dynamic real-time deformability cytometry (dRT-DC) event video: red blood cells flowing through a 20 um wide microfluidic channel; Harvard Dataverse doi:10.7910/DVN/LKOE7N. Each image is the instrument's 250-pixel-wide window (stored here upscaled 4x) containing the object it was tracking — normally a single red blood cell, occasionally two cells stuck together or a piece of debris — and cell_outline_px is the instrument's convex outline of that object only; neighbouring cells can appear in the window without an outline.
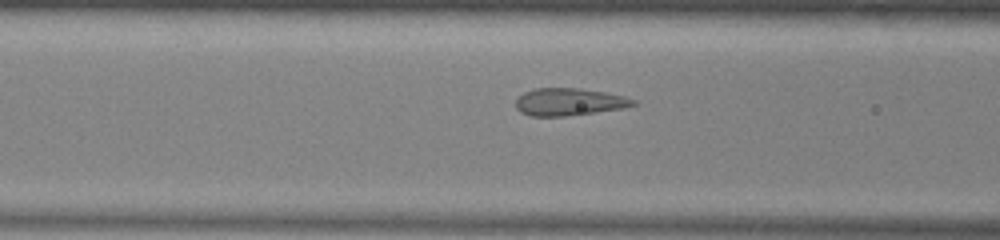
{"species": "common noctule bat (a hibernating species)", "species_latin": "Nyctalus noctula", "temperature_condition": "warm", "stored_images_in_passage": 41, "camera_frame_rate_fps": 3000, "um_per_image_px": 0.085, "animal": {"sex": "male", "body_mass_g": 13.0, "forearm_length_mm": 53.1}, "frame": {"image": 1, "passage_image": 13, "time_ms": 4.0, "image_size_px": [1000, 240], "cell_outline_px": [[636, 104], [624, 108], [596, 112], [564, 116], [532, 116], [520, 112], [516, 108], [516, 100], [524, 92], [536, 88], [580, 88], [604, 92], [624, 96], [636, 100]], "centroid_in_image_um": [48.37, 8.66], "position_along_channel_um": 118.2, "area_um2": 18.67}}
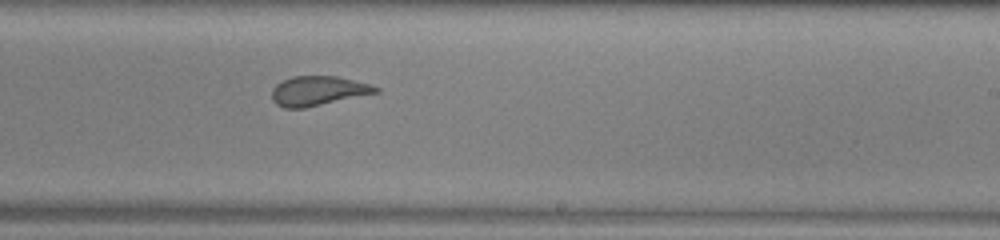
{"frame": {"image": 2, "passage_image": 24, "time_ms": 7.667, "image_size_px": [1000, 240], "cell_outline_px": [[380, 92], [304, 108], [284, 108], [276, 104], [272, 100], [272, 88], [276, 84], [292, 76], [336, 76], [372, 84], [380, 88]], "centroid_in_image_um": [27.05, 7.72], "position_along_channel_um": 262.0, "area_um2": 17.92}}
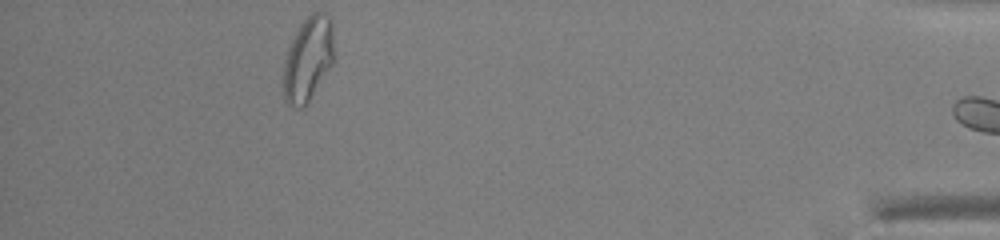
{"frame": {"image": 3, "passage_image": 40, "time_ms": 13.0, "image_size_px": [1000, 240], "cell_outline_px": [[332, 64], [308, 100], [300, 108], [288, 104], [284, 100], [284, 60], [288, 48], [300, 24], [312, 12], [324, 12], [332, 20]], "centroid_in_image_um": [26.17, 4.97], "position_along_channel_um": 409.0, "area_um2": 24.16}}